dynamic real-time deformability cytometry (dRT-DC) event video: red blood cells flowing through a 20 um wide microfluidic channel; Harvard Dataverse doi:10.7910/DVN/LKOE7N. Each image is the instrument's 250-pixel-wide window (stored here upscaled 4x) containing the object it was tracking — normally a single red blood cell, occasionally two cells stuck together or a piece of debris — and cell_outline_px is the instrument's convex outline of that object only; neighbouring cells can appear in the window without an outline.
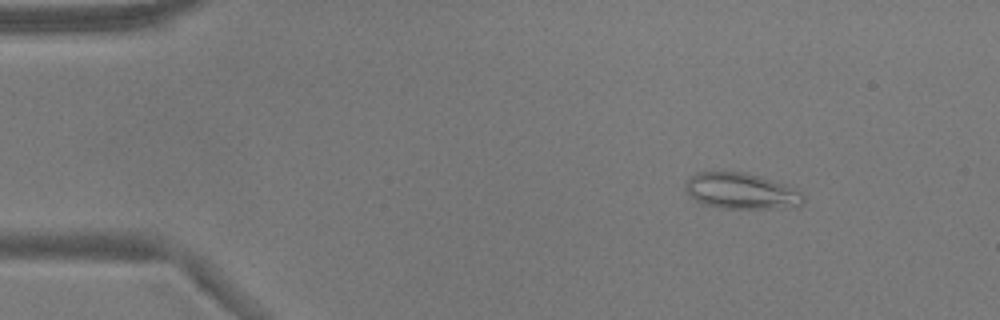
{"species": "common noctule bat (a hibernating species)", "species_latin": "Nyctalus noctula", "temperature_condition": "warm", "stored_images_in_passage": 15, "camera_frame_rate_fps": 3000, "um_per_image_px": 0.085, "animal": {"sex": "male", "body_mass_g": 17.9}, "frame": {"image": 1, "passage_image": 7, "time_ms": 2.0, "image_size_px": [1000, 320], "cell_outline_px": [[804, 200], [800, 208], [720, 208], [704, 204], [696, 200], [684, 188], [684, 184], [696, 172], [744, 172], [760, 176], [784, 184], [800, 192], [804, 196]], "centroid_in_image_um": [63.04, 16.25], "position_along_channel_um": 22.0, "area_um2": 24.68}}